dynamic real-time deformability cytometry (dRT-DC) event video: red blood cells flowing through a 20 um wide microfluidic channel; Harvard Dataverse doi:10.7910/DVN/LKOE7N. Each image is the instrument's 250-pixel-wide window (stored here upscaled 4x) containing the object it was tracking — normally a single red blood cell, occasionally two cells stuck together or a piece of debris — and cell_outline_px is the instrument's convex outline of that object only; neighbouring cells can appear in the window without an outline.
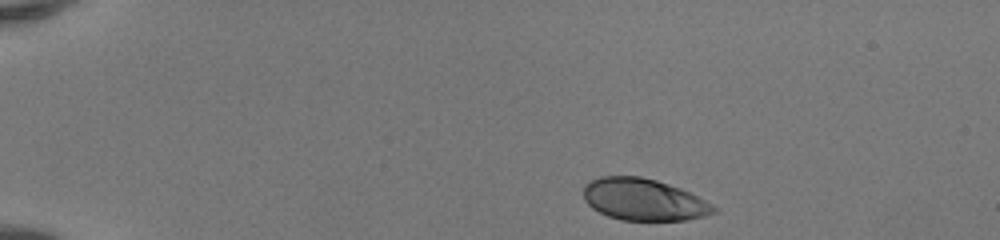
{"species": "human", "species_latin": "Homo sapiens", "temperature_condition": "room temperature", "stored_images_in_passage": 42, "camera_frame_rate_fps": 3000, "um_per_image_px": 0.085, "donor": {"sex": "female"}, "frame": {"image": 1, "passage_image": 1, "time_ms": 0.0, "image_size_px": [1000, 240], "cell_outline_px": [[716, 212], [704, 216], [688, 220], [620, 220], [608, 216], [592, 208], [584, 200], [584, 184], [600, 176], [640, 176], [656, 180], [680, 188], [712, 204], [716, 208]], "centroid_in_image_um": [54.69, 16.96], "position_along_channel_um": 30.3, "area_um2": 31.62}}
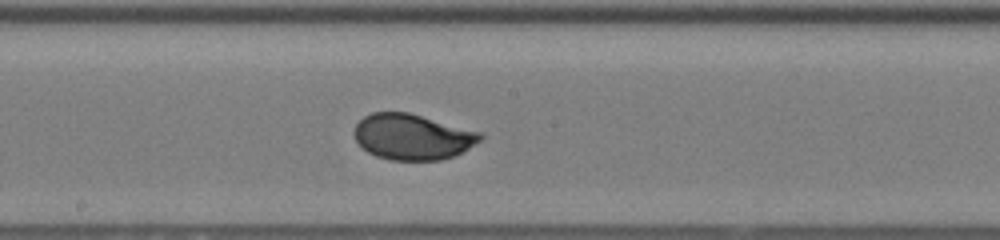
{"frame": {"image": 2, "passage_image": 21, "time_ms": 6.667, "image_size_px": [1000, 240], "cell_outline_px": [[484, 136], [480, 140], [468, 148], [452, 156], [440, 160], [388, 160], [376, 156], [368, 152], [356, 140], [352, 132], [356, 124], [364, 116], [372, 112], [408, 112], [484, 132]], "centroid_in_image_um": [35.05, 11.62], "position_along_channel_um": 213.1, "area_um2": 33.7}}
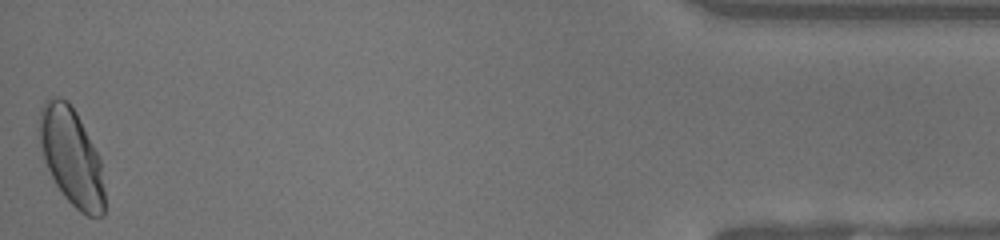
{"frame": {"image": 3, "passage_image": 42, "time_ms": 13.667, "image_size_px": [1000, 240], "cell_outline_px": [[104, 216], [88, 216], [80, 212], [64, 196], [56, 184], [44, 160], [40, 144], [40, 108], [44, 100], [48, 96], [60, 96], [68, 100], [76, 112], [100, 160], [104, 188]], "centroid_in_image_um": [6.06, 13.3], "position_along_channel_um": 429.1, "area_um2": 36.65}, "authors_computed_cell_mechanics": {"area_um2": 33.6685, "velocity_mm_per_s": 4.1447, "shape_relaxation_time_tau1_ms": 2.9794, "shape_relaxation_time_tau2_ms": null, "deformation_change_tau1": 0.1528, "deformation_change_tau2": null}}